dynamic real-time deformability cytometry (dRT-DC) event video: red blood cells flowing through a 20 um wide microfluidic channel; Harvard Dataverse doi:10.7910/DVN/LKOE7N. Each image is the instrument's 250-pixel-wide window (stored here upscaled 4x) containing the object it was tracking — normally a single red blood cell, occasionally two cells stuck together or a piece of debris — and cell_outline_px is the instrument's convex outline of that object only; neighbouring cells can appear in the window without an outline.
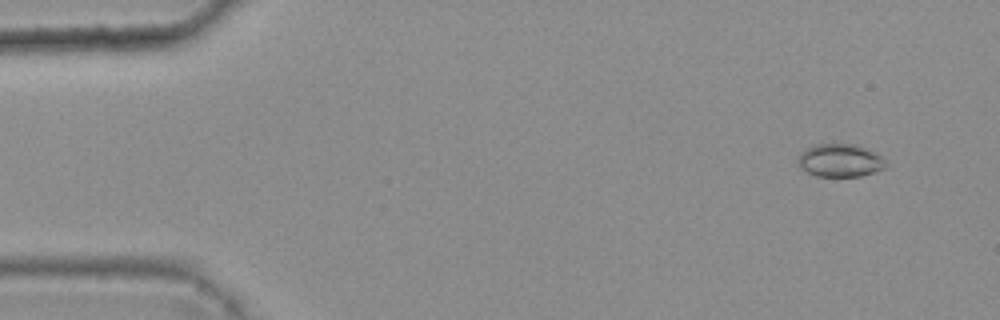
{"species": "common noctule bat (a hibernating species)", "species_latin": "Nyctalus noctula", "temperature_condition": "warm", "stored_images_in_passage": 7, "camera_frame_rate_fps": 3000, "um_per_image_px": 0.085, "animal": {"sex": "female", "body_mass_g": 25.1}, "frame": {"image": 1, "passage_image": 2, "time_ms": 0.333, "image_size_px": [1000, 320], "cell_outline_px": [[888, 168], [860, 176], [816, 176], [800, 168], [796, 164], [796, 160], [800, 152], [816, 144], [856, 144], [880, 156], [884, 160]], "centroid_in_image_um": [71.37, 13.65], "position_along_channel_um": 13.6, "area_um2": 16.88}}
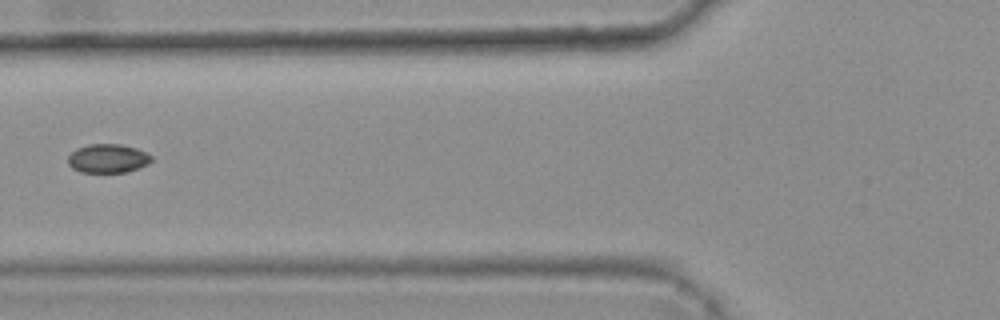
{"frame": {"image": 2, "passage_image": 7, "time_ms": 2.0, "image_size_px": [1000, 320], "cell_outline_px": [[152, 160], [148, 164], [124, 172], [80, 172], [72, 168], [68, 164], [68, 156], [76, 148], [88, 144], [120, 144], [136, 148], [152, 156]], "centroid_in_image_um": [9.13, 13.46], "position_along_channel_um": 116.7, "area_um2": 13.93}}